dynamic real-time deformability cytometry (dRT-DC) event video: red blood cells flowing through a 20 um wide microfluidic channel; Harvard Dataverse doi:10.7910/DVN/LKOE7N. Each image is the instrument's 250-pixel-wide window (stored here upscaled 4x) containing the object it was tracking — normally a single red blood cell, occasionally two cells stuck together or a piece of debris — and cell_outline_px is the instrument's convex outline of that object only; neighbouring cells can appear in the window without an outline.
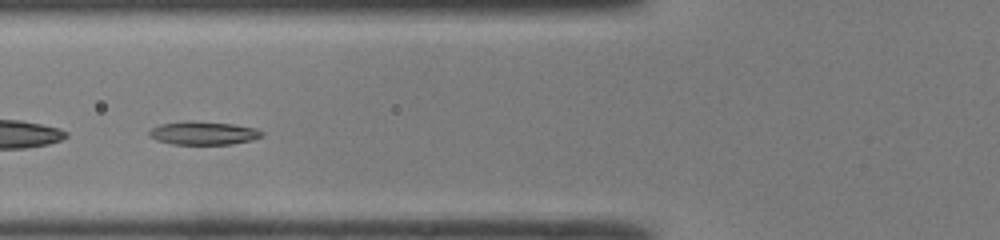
{"species": "common noctule bat (a hibernating species)", "species_latin": "Nyctalus noctula", "temperature_condition": "room temperature", "stored_images_in_passage": 34, "camera_frame_rate_fps": 3000, "um_per_image_px": 0.085, "animal": {"sex": "male", "body_mass_g": 19.0, "forearm_length_mm": 50.8}, "frame": {"image": 1, "passage_image": 14, "time_ms": 4.333, "image_size_px": [1000, 240], "cell_outline_px": [[264, 136], [252, 140], [232, 144], [172, 144], [156, 140], [148, 136], [148, 132], [152, 128], [160, 124], [188, 120], [232, 124], [256, 128], [264, 132]], "centroid_in_image_um": [17.29, 11.31], "position_along_channel_um": 108.5, "area_um2": 15.43}}
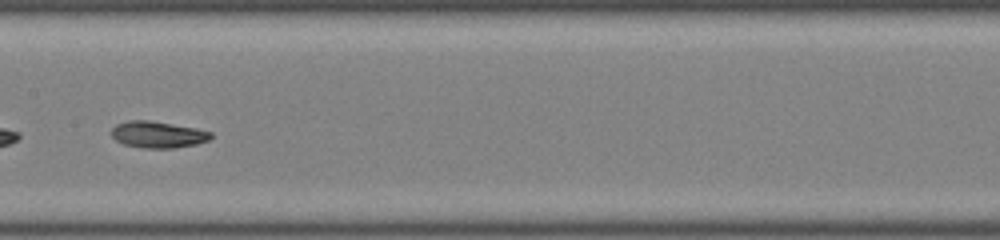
{"frame": {"image": 2, "passage_image": 20, "time_ms": 6.333, "image_size_px": [1000, 240], "cell_outline_px": [[212, 136], [208, 140], [196, 144], [172, 148], [144, 148], [124, 144], [116, 140], [112, 136], [112, 128], [116, 124], [128, 120], [148, 120], [196, 128], [212, 132]], "centroid_in_image_um": [13.41, 11.43], "position_along_channel_um": 194.0, "area_um2": 15.26}}
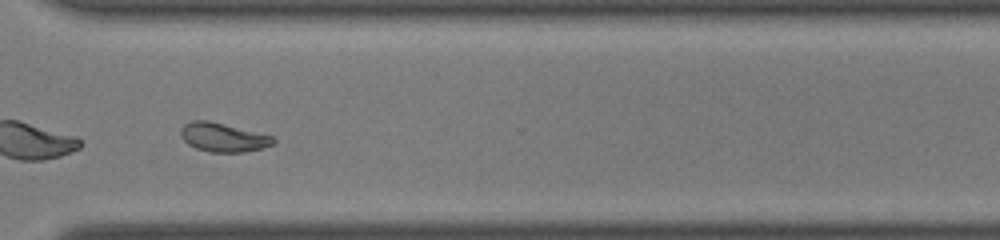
{"frame": {"image": 3, "passage_image": 31, "time_ms": 10.0, "image_size_px": [1000, 240], "cell_outline_px": [[276, 140], [272, 144], [260, 148], [244, 152], [208, 152], [196, 148], [188, 144], [180, 136], [180, 128], [184, 124], [192, 120], [208, 120], [272, 136]], "centroid_in_image_um": [18.9, 11.67], "position_along_channel_um": 351.7, "area_um2": 15.43}, "authors_computed_cell_mechanics": {"area_um2": 15.5193, "velocity_mm_per_s": 4.2828, "shape_relaxation_time_tau1_ms": 4.9205, "shape_relaxation_time_tau2_ms": 2.2356, "deformation_change_tau1": 0.1667, "deformation_change_tau2": 0.0703}}